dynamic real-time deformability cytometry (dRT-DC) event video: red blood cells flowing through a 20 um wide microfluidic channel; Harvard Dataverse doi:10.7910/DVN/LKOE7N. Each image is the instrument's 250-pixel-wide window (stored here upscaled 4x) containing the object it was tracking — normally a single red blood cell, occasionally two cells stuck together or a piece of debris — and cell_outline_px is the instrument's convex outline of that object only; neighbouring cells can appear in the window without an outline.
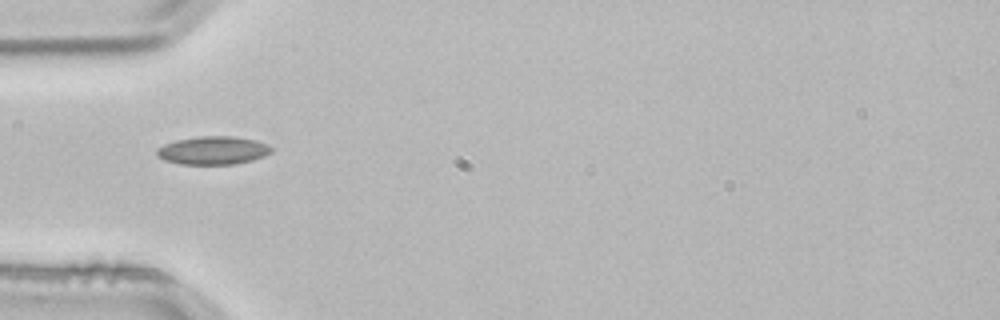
{"species": "common noctule bat (a hibernating species)", "species_latin": "Nyctalus noctula", "temperature_condition": "room temperature", "stored_images_in_passage": 3, "camera_frame_rate_fps": 3000, "um_per_image_px": 0.085, "animal": {"sex": "male", "body_mass_g": 21.5, "forearm_length_mm": 52.0}, "frame": {"image": 1, "passage_image": 3, "time_ms": 0.667, "image_size_px": [1000, 320], "cell_outline_px": [[272, 152], [264, 156], [252, 160], [236, 164], [180, 164], [164, 160], [156, 156], [156, 148], [164, 144], [176, 140], [200, 136], [232, 136], [256, 140], [268, 144], [272, 148]], "centroid_in_image_um": [18.09, 12.78], "position_along_channel_um": 66.9, "area_um2": 18.96}}